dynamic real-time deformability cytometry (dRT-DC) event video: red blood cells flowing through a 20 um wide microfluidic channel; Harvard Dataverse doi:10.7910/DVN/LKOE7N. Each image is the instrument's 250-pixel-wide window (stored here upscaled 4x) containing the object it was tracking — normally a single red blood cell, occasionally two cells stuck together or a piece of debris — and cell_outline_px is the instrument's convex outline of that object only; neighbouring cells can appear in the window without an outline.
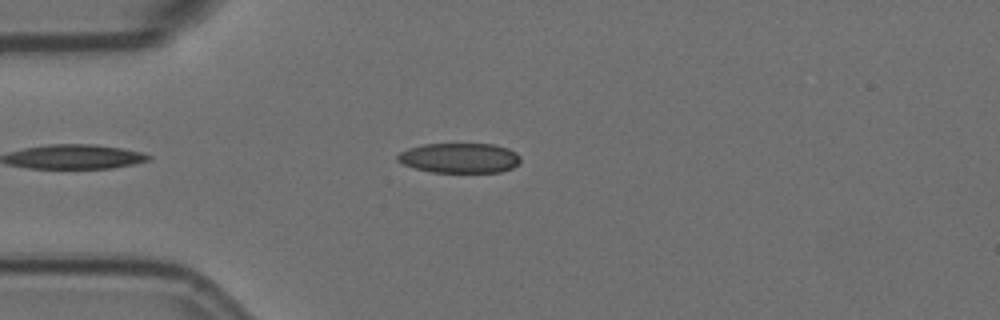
{"species": "Egyptian fruit bat (a non-hibernating species)", "species_latin": "Rousettus aegyptiacus", "temperature_condition": "room temperature", "stored_images_in_passage": 3, "camera_frame_rate_fps": 3000, "um_per_image_px": 0.085, "animal": {"sex": "female"}, "frame": {"image": 1, "passage_image": 1, "time_ms": 0.0, "image_size_px": [1000, 320], "cell_outline_px": [[520, 160], [512, 168], [500, 172], [432, 172], [416, 168], [404, 164], [396, 160], [396, 156], [400, 152], [408, 148], [424, 144], [492, 144], [508, 148], [516, 152], [520, 156]], "centroid_in_image_um": [39.06, 13.42], "position_along_channel_um": 45.9, "area_um2": 21.39}}
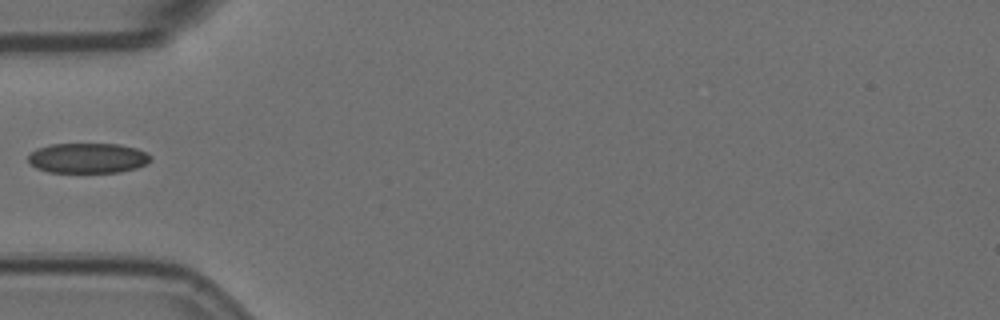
{"frame": {"image": 2, "passage_image": 2, "time_ms": 0.333, "image_size_px": [1000, 320], "cell_outline_px": [[152, 156], [148, 164], [136, 168], [120, 172], [48, 172], [36, 168], [28, 160], [28, 156], [36, 148], [52, 144], [120, 144], [136, 148], [148, 152]], "centroid_in_image_um": [7.5, 13.43], "position_along_channel_um": 77.5, "area_um2": 21.62}}
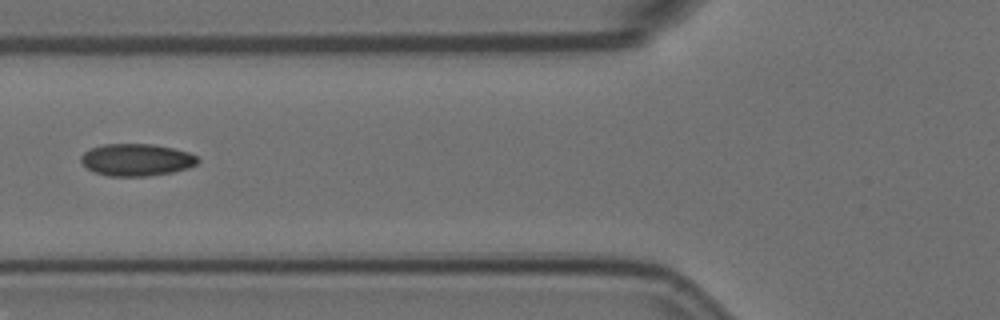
{"frame": {"image": 3, "passage_image": 3, "time_ms": 0.667, "image_size_px": [1000, 320], "cell_outline_px": [[200, 160], [196, 164], [188, 168], [172, 172], [148, 176], [108, 176], [96, 172], [88, 168], [80, 160], [80, 156], [84, 152], [92, 148], [104, 144], [152, 144], [172, 148], [188, 152], [196, 156]], "centroid_in_image_um": [11.61, 13.58], "position_along_channel_um": 114.2, "area_um2": 21.73}}